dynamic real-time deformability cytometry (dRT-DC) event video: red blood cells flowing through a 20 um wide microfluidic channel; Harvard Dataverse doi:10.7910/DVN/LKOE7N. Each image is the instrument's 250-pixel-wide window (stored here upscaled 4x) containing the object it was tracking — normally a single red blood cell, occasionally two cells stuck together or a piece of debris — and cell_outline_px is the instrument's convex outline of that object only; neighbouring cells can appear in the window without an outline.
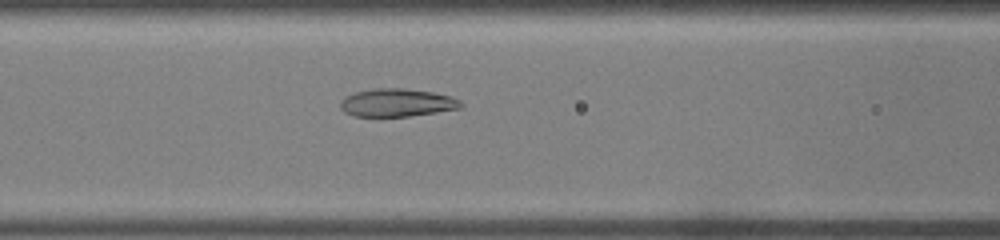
{"species": "common noctule bat (a hibernating species)", "species_latin": "Nyctalus noctula", "temperature_condition": "warm", "stored_images_in_passage": 31, "camera_frame_rate_fps": 3000, "um_per_image_px": 0.085, "animal": {"sex": "male", "body_mass_g": 19.0, "forearm_length_mm": 50.8}, "frame": {"image": 1, "passage_image": 9, "time_ms": 2.667, "image_size_px": [1000, 240], "cell_outline_px": [[464, 108], [408, 116], [352, 116], [344, 112], [340, 108], [340, 100], [356, 92], [372, 88], [404, 88], [432, 92], [448, 96], [460, 100], [464, 104]], "centroid_in_image_um": [33.75, 8.73], "position_along_channel_um": 132.9, "area_um2": 19.65}}
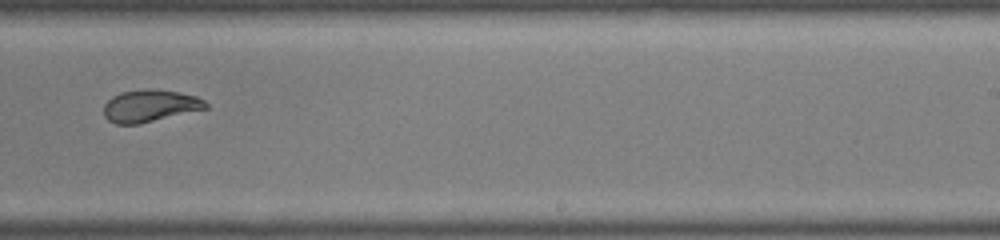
{"frame": {"image": 2, "passage_image": 17, "time_ms": 5.333, "image_size_px": [1000, 240], "cell_outline_px": [[208, 108], [140, 124], [116, 124], [108, 120], [104, 116], [104, 104], [112, 96], [120, 92], [144, 88], [156, 88], [180, 92], [196, 96], [204, 100], [208, 104]], "centroid_in_image_um": [12.74, 8.98], "position_along_channel_um": 276.3, "area_um2": 19.42}}
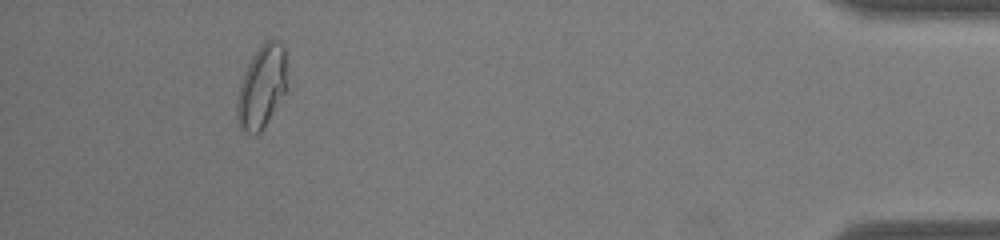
{"frame": {"image": 3, "passage_image": 28, "time_ms": 9.0, "image_size_px": [1000, 240], "cell_outline_px": [[288, 92], [260, 132], [256, 136], [244, 132], [240, 128], [236, 116], [236, 100], [244, 72], [252, 56], [260, 44], [264, 40], [276, 40], [284, 44]], "centroid_in_image_um": [22.27, 7.39], "position_along_channel_um": 412.9, "area_um2": 24.8}}